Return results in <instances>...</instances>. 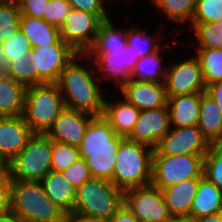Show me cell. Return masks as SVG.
I'll use <instances>...</instances> for the list:
<instances>
[{"instance_id":"1","label":"cell","mask_w":222,"mask_h":222,"mask_svg":"<svg viewBox=\"0 0 222 222\" xmlns=\"http://www.w3.org/2000/svg\"><path fill=\"white\" fill-rule=\"evenodd\" d=\"M65 107L102 116L107 91L98 80L93 60L76 54L60 73L56 82Z\"/></svg>"},{"instance_id":"2","label":"cell","mask_w":222,"mask_h":222,"mask_svg":"<svg viewBox=\"0 0 222 222\" xmlns=\"http://www.w3.org/2000/svg\"><path fill=\"white\" fill-rule=\"evenodd\" d=\"M122 139L103 116H95L91 120L78 148L92 178L112 180L116 153Z\"/></svg>"},{"instance_id":"3","label":"cell","mask_w":222,"mask_h":222,"mask_svg":"<svg viewBox=\"0 0 222 222\" xmlns=\"http://www.w3.org/2000/svg\"><path fill=\"white\" fill-rule=\"evenodd\" d=\"M153 148L123 138L116 153L111 183L123 191L151 184Z\"/></svg>"},{"instance_id":"4","label":"cell","mask_w":222,"mask_h":222,"mask_svg":"<svg viewBox=\"0 0 222 222\" xmlns=\"http://www.w3.org/2000/svg\"><path fill=\"white\" fill-rule=\"evenodd\" d=\"M11 213L22 222H58L66 217L46 196L40 181H12Z\"/></svg>"},{"instance_id":"5","label":"cell","mask_w":222,"mask_h":222,"mask_svg":"<svg viewBox=\"0 0 222 222\" xmlns=\"http://www.w3.org/2000/svg\"><path fill=\"white\" fill-rule=\"evenodd\" d=\"M124 205V191L111 181L92 178L76 189L73 213L109 220Z\"/></svg>"},{"instance_id":"6","label":"cell","mask_w":222,"mask_h":222,"mask_svg":"<svg viewBox=\"0 0 222 222\" xmlns=\"http://www.w3.org/2000/svg\"><path fill=\"white\" fill-rule=\"evenodd\" d=\"M64 107L58 85L44 83L26 88L22 116L33 133L46 134Z\"/></svg>"},{"instance_id":"7","label":"cell","mask_w":222,"mask_h":222,"mask_svg":"<svg viewBox=\"0 0 222 222\" xmlns=\"http://www.w3.org/2000/svg\"><path fill=\"white\" fill-rule=\"evenodd\" d=\"M52 140L41 133H34L26 147L8 163L12 181H40L51 167Z\"/></svg>"},{"instance_id":"8","label":"cell","mask_w":222,"mask_h":222,"mask_svg":"<svg viewBox=\"0 0 222 222\" xmlns=\"http://www.w3.org/2000/svg\"><path fill=\"white\" fill-rule=\"evenodd\" d=\"M204 155H153L151 184L162 189L203 177Z\"/></svg>"},{"instance_id":"9","label":"cell","mask_w":222,"mask_h":222,"mask_svg":"<svg viewBox=\"0 0 222 222\" xmlns=\"http://www.w3.org/2000/svg\"><path fill=\"white\" fill-rule=\"evenodd\" d=\"M177 51V52H175ZM174 53L177 59H169L166 68L165 90L166 96L172 97L191 93H204L205 84L203 81L201 65L194 53H182L176 49ZM179 56H178V54ZM190 55V56H187ZM179 57V59H178ZM181 59V60H180ZM171 62V63H170Z\"/></svg>"},{"instance_id":"10","label":"cell","mask_w":222,"mask_h":222,"mask_svg":"<svg viewBox=\"0 0 222 222\" xmlns=\"http://www.w3.org/2000/svg\"><path fill=\"white\" fill-rule=\"evenodd\" d=\"M87 55L93 60L98 80L107 92H111L112 87H114L112 92H118L131 80V73L139 59L132 51V46L128 44L116 53ZM107 80L108 85L106 84ZM108 86L109 88L111 86V88L108 89Z\"/></svg>"},{"instance_id":"11","label":"cell","mask_w":222,"mask_h":222,"mask_svg":"<svg viewBox=\"0 0 222 222\" xmlns=\"http://www.w3.org/2000/svg\"><path fill=\"white\" fill-rule=\"evenodd\" d=\"M76 54L61 38L53 45L32 48L28 63L35 70V85L56 83Z\"/></svg>"},{"instance_id":"12","label":"cell","mask_w":222,"mask_h":222,"mask_svg":"<svg viewBox=\"0 0 222 222\" xmlns=\"http://www.w3.org/2000/svg\"><path fill=\"white\" fill-rule=\"evenodd\" d=\"M124 206L139 222H167L173 219L164 202L161 189L153 184L125 190Z\"/></svg>"},{"instance_id":"13","label":"cell","mask_w":222,"mask_h":222,"mask_svg":"<svg viewBox=\"0 0 222 222\" xmlns=\"http://www.w3.org/2000/svg\"><path fill=\"white\" fill-rule=\"evenodd\" d=\"M210 147L197 125L171 127L153 148V155H205Z\"/></svg>"},{"instance_id":"14","label":"cell","mask_w":222,"mask_h":222,"mask_svg":"<svg viewBox=\"0 0 222 222\" xmlns=\"http://www.w3.org/2000/svg\"><path fill=\"white\" fill-rule=\"evenodd\" d=\"M101 22L95 14L71 8L60 28V38L76 53L86 54L94 44Z\"/></svg>"},{"instance_id":"15","label":"cell","mask_w":222,"mask_h":222,"mask_svg":"<svg viewBox=\"0 0 222 222\" xmlns=\"http://www.w3.org/2000/svg\"><path fill=\"white\" fill-rule=\"evenodd\" d=\"M171 129L168 105L158 109L140 111L139 117L128 140L152 148Z\"/></svg>"},{"instance_id":"16","label":"cell","mask_w":222,"mask_h":222,"mask_svg":"<svg viewBox=\"0 0 222 222\" xmlns=\"http://www.w3.org/2000/svg\"><path fill=\"white\" fill-rule=\"evenodd\" d=\"M94 117L91 114L64 107L46 135L52 141L78 147Z\"/></svg>"},{"instance_id":"17","label":"cell","mask_w":222,"mask_h":222,"mask_svg":"<svg viewBox=\"0 0 222 222\" xmlns=\"http://www.w3.org/2000/svg\"><path fill=\"white\" fill-rule=\"evenodd\" d=\"M176 37L177 35H174V37L171 36V38H169V40H167L166 43H164V45L154 54L139 58L136 62L135 68L131 73V79L137 81L164 83L166 68L169 61V57L167 60V56H169L168 54L171 53L173 56V52L176 49L183 52V45L181 46V38H179V36L177 38ZM169 46L172 47L170 48ZM165 52L167 53V55Z\"/></svg>"},{"instance_id":"18","label":"cell","mask_w":222,"mask_h":222,"mask_svg":"<svg viewBox=\"0 0 222 222\" xmlns=\"http://www.w3.org/2000/svg\"><path fill=\"white\" fill-rule=\"evenodd\" d=\"M117 93L140 111L158 109L167 105L164 83L131 79Z\"/></svg>"},{"instance_id":"19","label":"cell","mask_w":222,"mask_h":222,"mask_svg":"<svg viewBox=\"0 0 222 222\" xmlns=\"http://www.w3.org/2000/svg\"><path fill=\"white\" fill-rule=\"evenodd\" d=\"M148 1L150 3L147 2L146 7L148 8L149 5L151 4L150 8L153 7L154 10V13L152 10L151 15L157 13V15L161 16L160 19H162V21L160 22V25L166 28L167 22L169 24H174L175 25L173 26L174 28H172L171 26V29H169L170 33L173 32V35L182 36L181 33L183 34V31L191 23L197 0H148Z\"/></svg>"},{"instance_id":"20","label":"cell","mask_w":222,"mask_h":222,"mask_svg":"<svg viewBox=\"0 0 222 222\" xmlns=\"http://www.w3.org/2000/svg\"><path fill=\"white\" fill-rule=\"evenodd\" d=\"M108 95L109 97H107ZM139 114L140 110L118 93L107 92L102 116L109 122L116 134L127 138L132 132Z\"/></svg>"},{"instance_id":"21","label":"cell","mask_w":222,"mask_h":222,"mask_svg":"<svg viewBox=\"0 0 222 222\" xmlns=\"http://www.w3.org/2000/svg\"><path fill=\"white\" fill-rule=\"evenodd\" d=\"M33 134L23 116H0V153L10 161L26 147Z\"/></svg>"},{"instance_id":"22","label":"cell","mask_w":222,"mask_h":222,"mask_svg":"<svg viewBox=\"0 0 222 222\" xmlns=\"http://www.w3.org/2000/svg\"><path fill=\"white\" fill-rule=\"evenodd\" d=\"M139 23L141 22H136V23L128 22L129 25H127L128 26L127 42L128 45L132 46V51L134 52V54L138 56V58H143L145 56L154 54L164 45L163 43H165L166 40H169L171 36H174L173 33L167 31L168 30L167 28L165 30V27H162L160 24H157L158 27L155 28V30L153 29L152 31L151 29L150 31L147 28L148 26L144 28L140 26L142 24Z\"/></svg>"},{"instance_id":"23","label":"cell","mask_w":222,"mask_h":222,"mask_svg":"<svg viewBox=\"0 0 222 222\" xmlns=\"http://www.w3.org/2000/svg\"><path fill=\"white\" fill-rule=\"evenodd\" d=\"M200 179L201 178L185 179L174 186L161 189L164 202L173 218L190 219V209Z\"/></svg>"},{"instance_id":"24","label":"cell","mask_w":222,"mask_h":222,"mask_svg":"<svg viewBox=\"0 0 222 222\" xmlns=\"http://www.w3.org/2000/svg\"><path fill=\"white\" fill-rule=\"evenodd\" d=\"M121 19L123 18L116 21V17L112 16L102 21L98 28L94 44L86 54H107L121 51L128 44V27L120 25L122 23H116Z\"/></svg>"},{"instance_id":"25","label":"cell","mask_w":222,"mask_h":222,"mask_svg":"<svg viewBox=\"0 0 222 222\" xmlns=\"http://www.w3.org/2000/svg\"><path fill=\"white\" fill-rule=\"evenodd\" d=\"M201 93L183 94L167 97L171 127L197 125Z\"/></svg>"},{"instance_id":"26","label":"cell","mask_w":222,"mask_h":222,"mask_svg":"<svg viewBox=\"0 0 222 222\" xmlns=\"http://www.w3.org/2000/svg\"><path fill=\"white\" fill-rule=\"evenodd\" d=\"M46 196L66 214L73 213L76 188L61 172L50 171L40 180Z\"/></svg>"},{"instance_id":"27","label":"cell","mask_w":222,"mask_h":222,"mask_svg":"<svg viewBox=\"0 0 222 222\" xmlns=\"http://www.w3.org/2000/svg\"><path fill=\"white\" fill-rule=\"evenodd\" d=\"M183 32L185 36L180 37L182 40L181 45L186 49H222V20L211 23H190ZM185 33L189 35L187 36ZM183 37H185L184 40ZM188 38H191L189 39L190 41L187 40ZM185 40L187 41L186 43Z\"/></svg>"},{"instance_id":"28","label":"cell","mask_w":222,"mask_h":222,"mask_svg":"<svg viewBox=\"0 0 222 222\" xmlns=\"http://www.w3.org/2000/svg\"><path fill=\"white\" fill-rule=\"evenodd\" d=\"M197 126L211 145L222 144V113L205 92L201 93Z\"/></svg>"},{"instance_id":"29","label":"cell","mask_w":222,"mask_h":222,"mask_svg":"<svg viewBox=\"0 0 222 222\" xmlns=\"http://www.w3.org/2000/svg\"><path fill=\"white\" fill-rule=\"evenodd\" d=\"M222 206V191L205 177L199 180L190 209V219L217 214Z\"/></svg>"},{"instance_id":"30","label":"cell","mask_w":222,"mask_h":222,"mask_svg":"<svg viewBox=\"0 0 222 222\" xmlns=\"http://www.w3.org/2000/svg\"><path fill=\"white\" fill-rule=\"evenodd\" d=\"M20 30L29 39L32 48L53 45L60 39V29L41 18L21 15Z\"/></svg>"},{"instance_id":"31","label":"cell","mask_w":222,"mask_h":222,"mask_svg":"<svg viewBox=\"0 0 222 222\" xmlns=\"http://www.w3.org/2000/svg\"><path fill=\"white\" fill-rule=\"evenodd\" d=\"M26 87L11 77L0 76V116H22Z\"/></svg>"},{"instance_id":"32","label":"cell","mask_w":222,"mask_h":222,"mask_svg":"<svg viewBox=\"0 0 222 222\" xmlns=\"http://www.w3.org/2000/svg\"><path fill=\"white\" fill-rule=\"evenodd\" d=\"M185 49L190 51L198 58L205 86L222 80V49L206 48V49Z\"/></svg>"},{"instance_id":"33","label":"cell","mask_w":222,"mask_h":222,"mask_svg":"<svg viewBox=\"0 0 222 222\" xmlns=\"http://www.w3.org/2000/svg\"><path fill=\"white\" fill-rule=\"evenodd\" d=\"M20 17L17 0H0V44L20 29Z\"/></svg>"},{"instance_id":"34","label":"cell","mask_w":222,"mask_h":222,"mask_svg":"<svg viewBox=\"0 0 222 222\" xmlns=\"http://www.w3.org/2000/svg\"><path fill=\"white\" fill-rule=\"evenodd\" d=\"M203 177L222 191V144L211 145L204 155Z\"/></svg>"},{"instance_id":"35","label":"cell","mask_w":222,"mask_h":222,"mask_svg":"<svg viewBox=\"0 0 222 222\" xmlns=\"http://www.w3.org/2000/svg\"><path fill=\"white\" fill-rule=\"evenodd\" d=\"M81 158L77 146L52 141V171L62 172Z\"/></svg>"},{"instance_id":"36","label":"cell","mask_w":222,"mask_h":222,"mask_svg":"<svg viewBox=\"0 0 222 222\" xmlns=\"http://www.w3.org/2000/svg\"><path fill=\"white\" fill-rule=\"evenodd\" d=\"M9 62L29 61L32 46L29 39L19 29L6 42L1 43Z\"/></svg>"},{"instance_id":"37","label":"cell","mask_w":222,"mask_h":222,"mask_svg":"<svg viewBox=\"0 0 222 222\" xmlns=\"http://www.w3.org/2000/svg\"><path fill=\"white\" fill-rule=\"evenodd\" d=\"M222 20V0H197L191 23H211Z\"/></svg>"},{"instance_id":"38","label":"cell","mask_w":222,"mask_h":222,"mask_svg":"<svg viewBox=\"0 0 222 222\" xmlns=\"http://www.w3.org/2000/svg\"><path fill=\"white\" fill-rule=\"evenodd\" d=\"M70 10L71 5L67 0H49L43 19L60 29L65 23Z\"/></svg>"},{"instance_id":"39","label":"cell","mask_w":222,"mask_h":222,"mask_svg":"<svg viewBox=\"0 0 222 222\" xmlns=\"http://www.w3.org/2000/svg\"><path fill=\"white\" fill-rule=\"evenodd\" d=\"M71 8L97 15L102 21L111 17L114 11L104 0H67Z\"/></svg>"},{"instance_id":"40","label":"cell","mask_w":222,"mask_h":222,"mask_svg":"<svg viewBox=\"0 0 222 222\" xmlns=\"http://www.w3.org/2000/svg\"><path fill=\"white\" fill-rule=\"evenodd\" d=\"M64 178L76 189L80 187L86 181L92 179L90 169L86 163V160L80 158L74 162L67 169L61 172Z\"/></svg>"},{"instance_id":"41","label":"cell","mask_w":222,"mask_h":222,"mask_svg":"<svg viewBox=\"0 0 222 222\" xmlns=\"http://www.w3.org/2000/svg\"><path fill=\"white\" fill-rule=\"evenodd\" d=\"M10 77L26 88L35 86V70L28 61L9 62Z\"/></svg>"},{"instance_id":"42","label":"cell","mask_w":222,"mask_h":222,"mask_svg":"<svg viewBox=\"0 0 222 222\" xmlns=\"http://www.w3.org/2000/svg\"><path fill=\"white\" fill-rule=\"evenodd\" d=\"M17 2L21 15L43 19L49 0H17Z\"/></svg>"},{"instance_id":"43","label":"cell","mask_w":222,"mask_h":222,"mask_svg":"<svg viewBox=\"0 0 222 222\" xmlns=\"http://www.w3.org/2000/svg\"><path fill=\"white\" fill-rule=\"evenodd\" d=\"M11 183L9 173L0 175V217L11 213Z\"/></svg>"},{"instance_id":"44","label":"cell","mask_w":222,"mask_h":222,"mask_svg":"<svg viewBox=\"0 0 222 222\" xmlns=\"http://www.w3.org/2000/svg\"><path fill=\"white\" fill-rule=\"evenodd\" d=\"M205 94L216 102L222 113V80L207 85L205 87Z\"/></svg>"},{"instance_id":"45","label":"cell","mask_w":222,"mask_h":222,"mask_svg":"<svg viewBox=\"0 0 222 222\" xmlns=\"http://www.w3.org/2000/svg\"><path fill=\"white\" fill-rule=\"evenodd\" d=\"M109 222H139L124 205L108 220Z\"/></svg>"},{"instance_id":"46","label":"cell","mask_w":222,"mask_h":222,"mask_svg":"<svg viewBox=\"0 0 222 222\" xmlns=\"http://www.w3.org/2000/svg\"><path fill=\"white\" fill-rule=\"evenodd\" d=\"M69 222H109L107 219L85 216L79 213L66 214Z\"/></svg>"},{"instance_id":"47","label":"cell","mask_w":222,"mask_h":222,"mask_svg":"<svg viewBox=\"0 0 222 222\" xmlns=\"http://www.w3.org/2000/svg\"><path fill=\"white\" fill-rule=\"evenodd\" d=\"M0 76L10 77L9 61L2 44H0Z\"/></svg>"},{"instance_id":"48","label":"cell","mask_w":222,"mask_h":222,"mask_svg":"<svg viewBox=\"0 0 222 222\" xmlns=\"http://www.w3.org/2000/svg\"><path fill=\"white\" fill-rule=\"evenodd\" d=\"M191 222H222L217 214L190 219Z\"/></svg>"},{"instance_id":"49","label":"cell","mask_w":222,"mask_h":222,"mask_svg":"<svg viewBox=\"0 0 222 222\" xmlns=\"http://www.w3.org/2000/svg\"><path fill=\"white\" fill-rule=\"evenodd\" d=\"M8 163L9 161L0 153V175L4 173H9Z\"/></svg>"},{"instance_id":"50","label":"cell","mask_w":222,"mask_h":222,"mask_svg":"<svg viewBox=\"0 0 222 222\" xmlns=\"http://www.w3.org/2000/svg\"><path fill=\"white\" fill-rule=\"evenodd\" d=\"M0 222H22L16 215L9 213L0 217Z\"/></svg>"},{"instance_id":"51","label":"cell","mask_w":222,"mask_h":222,"mask_svg":"<svg viewBox=\"0 0 222 222\" xmlns=\"http://www.w3.org/2000/svg\"><path fill=\"white\" fill-rule=\"evenodd\" d=\"M112 9H113V11H114V9L121 3V1H123V7L126 5L127 7L126 8H128V6L130 5V4H128V3H124V1L125 0H104ZM118 1V2H117ZM113 6V7H112ZM115 7V8H114Z\"/></svg>"},{"instance_id":"52","label":"cell","mask_w":222,"mask_h":222,"mask_svg":"<svg viewBox=\"0 0 222 222\" xmlns=\"http://www.w3.org/2000/svg\"><path fill=\"white\" fill-rule=\"evenodd\" d=\"M172 222H191L189 218H173Z\"/></svg>"},{"instance_id":"53","label":"cell","mask_w":222,"mask_h":222,"mask_svg":"<svg viewBox=\"0 0 222 222\" xmlns=\"http://www.w3.org/2000/svg\"><path fill=\"white\" fill-rule=\"evenodd\" d=\"M130 2V3H129ZM140 2H141V0H140ZM125 3H128V4H131L132 5V7H129L131 10H132V8L135 6V2H133L132 0H125ZM133 3H134V5H133Z\"/></svg>"},{"instance_id":"54","label":"cell","mask_w":222,"mask_h":222,"mask_svg":"<svg viewBox=\"0 0 222 222\" xmlns=\"http://www.w3.org/2000/svg\"><path fill=\"white\" fill-rule=\"evenodd\" d=\"M217 215H218L219 218L222 220V206H221L220 209L218 210Z\"/></svg>"},{"instance_id":"55","label":"cell","mask_w":222,"mask_h":222,"mask_svg":"<svg viewBox=\"0 0 222 222\" xmlns=\"http://www.w3.org/2000/svg\"><path fill=\"white\" fill-rule=\"evenodd\" d=\"M58 222H69L68 217L66 216L64 219H62L61 221H58Z\"/></svg>"}]
</instances>
